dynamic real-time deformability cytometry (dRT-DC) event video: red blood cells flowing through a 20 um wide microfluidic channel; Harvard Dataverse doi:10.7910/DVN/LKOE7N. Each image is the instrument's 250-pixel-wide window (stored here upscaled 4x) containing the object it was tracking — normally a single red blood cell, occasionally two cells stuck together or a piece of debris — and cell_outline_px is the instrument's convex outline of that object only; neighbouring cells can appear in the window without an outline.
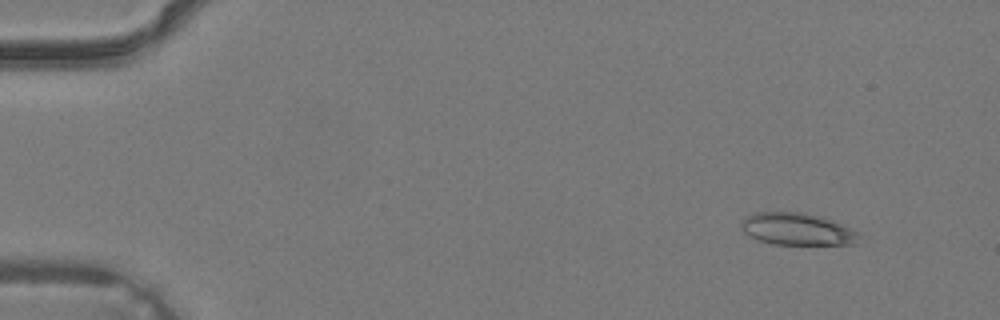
{"species": "common noctule bat (a hibernating species)", "species_latin": "Nyctalus noctula", "temperature_condition": "warm", "stored_images_in_passage": 35, "camera_frame_rate_fps": 3000, "um_per_image_px": 0.085, "animal": {"sex": "male", "body_mass_g": 19.2, "forearm_length_mm": 51.8}, "frame": {"image": 1, "passage_image": 1, "time_ms": 0.0, "image_size_px": [1000, 320], "cell_outline_px": [[856, 244], [772, 244], [748, 236], [740, 228], [740, 224], [744, 216], [756, 212], [804, 212], [820, 216], [832, 220], [856, 232]], "centroid_in_image_um": [67.65, 19.46], "position_along_channel_um": 17.3, "area_um2": 21.85}}
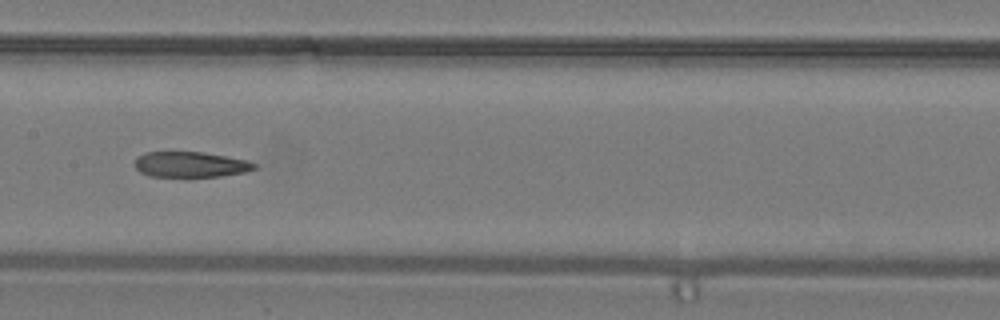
{"frame": {"image": 2, "passage_image": 17, "time_ms": 5.333, "image_size_px": [1000, 320], "cell_outline_px": [[256, 168], [244, 172], [220, 176], [188, 180], [148, 176], [140, 172], [132, 164], [136, 156], [144, 152], [200, 152], [248, 160], [256, 164]], "centroid_in_image_um": [16.1, 14.03], "position_along_channel_um": 191.3, "area_um2": 18.79}}
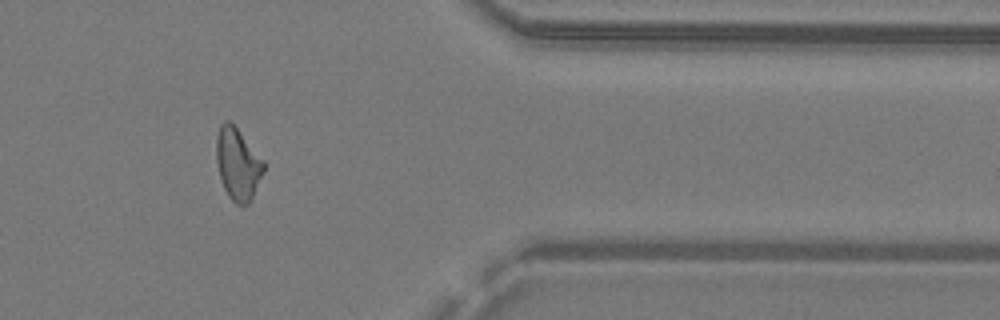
{"frame": {"image": 3, "passage_image": 29, "time_ms": 9.333, "image_size_px": [1000, 320], "cell_outline_px": [[264, 172], [252, 200], [248, 204], [236, 204], [228, 196], [224, 188], [220, 176], [216, 160], [216, 136], [220, 124], [224, 120], [228, 120], [236, 128], [264, 160]], "centroid_in_image_um": [20.21, 13.95], "position_along_channel_um": 391.2, "area_um2": 19.83}}